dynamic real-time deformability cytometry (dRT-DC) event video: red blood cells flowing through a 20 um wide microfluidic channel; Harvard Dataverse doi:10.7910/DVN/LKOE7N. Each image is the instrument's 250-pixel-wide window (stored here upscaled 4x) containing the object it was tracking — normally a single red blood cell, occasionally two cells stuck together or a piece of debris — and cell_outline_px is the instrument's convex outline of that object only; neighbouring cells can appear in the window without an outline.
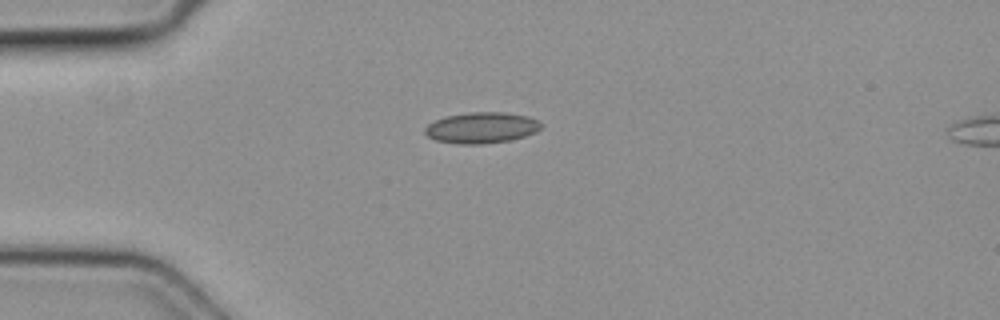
{"species": "common noctule bat (a hibernating species)", "species_latin": "Nyctalus noctula", "temperature_condition": "cold", "stored_images_in_passage": 2, "camera_frame_rate_fps": 3000, "um_per_image_px": 0.085, "animal": {"sex": "female", "body_mass_g": 19.3, "forearm_length_mm": 54.1}, "frame": {"image": 1, "passage_image": 1, "time_ms": 0.0, "image_size_px": [1000, 320], "cell_outline_px": [[544, 124], [536, 132], [524, 136], [508, 140], [484, 144], [456, 144], [436, 140], [428, 136], [424, 132], [424, 128], [428, 124], [436, 120], [448, 116], [468, 112], [504, 112], [528, 116], [540, 120]], "centroid_in_image_um": [40.96, 10.85], "position_along_channel_um": 44.0, "area_um2": 21.04}}